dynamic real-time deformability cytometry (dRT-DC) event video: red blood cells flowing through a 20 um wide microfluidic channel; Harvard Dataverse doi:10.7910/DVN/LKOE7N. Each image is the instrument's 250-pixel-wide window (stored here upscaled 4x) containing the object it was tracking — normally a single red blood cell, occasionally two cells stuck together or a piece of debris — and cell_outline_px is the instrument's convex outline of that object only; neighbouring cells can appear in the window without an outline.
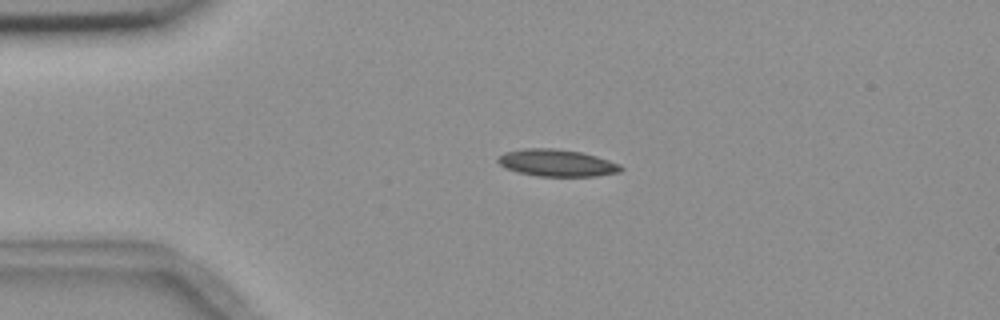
{"species": "common noctule bat (a hibernating species)", "species_latin": "Nyctalus noctula", "temperature_condition": "room temperature", "stored_images_in_passage": 4, "camera_frame_rate_fps": 3000, "um_per_image_px": 0.085, "animal": {"sex": "female", "body_mass_g": 18.4}, "frame": {"image": 1, "passage_image": 3, "time_ms": 2.333, "image_size_px": [1000, 320], "cell_outline_px": [[624, 168], [620, 172], [596, 176], [536, 176], [504, 168], [496, 160], [504, 152], [524, 148], [556, 148], [580, 152], [596, 156], [620, 164]], "centroid_in_image_um": [47.33, 13.84], "position_along_channel_um": 37.7, "area_um2": 19.36}}